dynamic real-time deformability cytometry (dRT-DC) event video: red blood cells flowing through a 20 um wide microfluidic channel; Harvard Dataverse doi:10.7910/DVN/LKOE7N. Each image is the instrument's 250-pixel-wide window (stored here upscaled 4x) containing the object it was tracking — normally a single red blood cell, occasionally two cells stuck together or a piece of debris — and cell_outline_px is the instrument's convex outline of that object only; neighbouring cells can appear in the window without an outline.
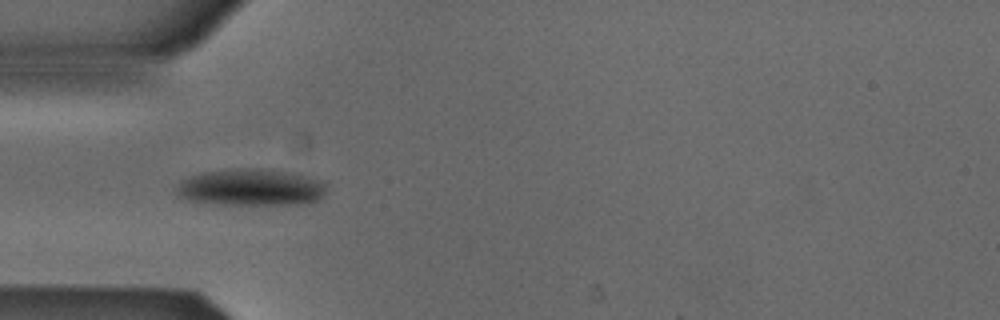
{"species": "Egyptian fruit bat (a non-hibernating species)", "species_latin": "Rousettus aegyptiacus", "temperature_condition": "cold", "stored_images_in_passage": 7, "camera_frame_rate_fps": 3000, "um_per_image_px": 0.085, "animal": {"sex": "male"}, "frame": {"image": 1, "passage_image": 3, "time_ms": 0.667, "image_size_px": [1000, 320], "cell_outline_px": [[324, 192], [320, 200], [308, 204], [220, 204], [188, 200], [176, 196], [176, 188], [180, 180], [204, 172], [228, 168], [260, 168], [304, 176], [324, 180]], "centroid_in_image_um": [21.3, 15.93], "position_along_channel_um": 63.7, "area_um2": 32.19}}
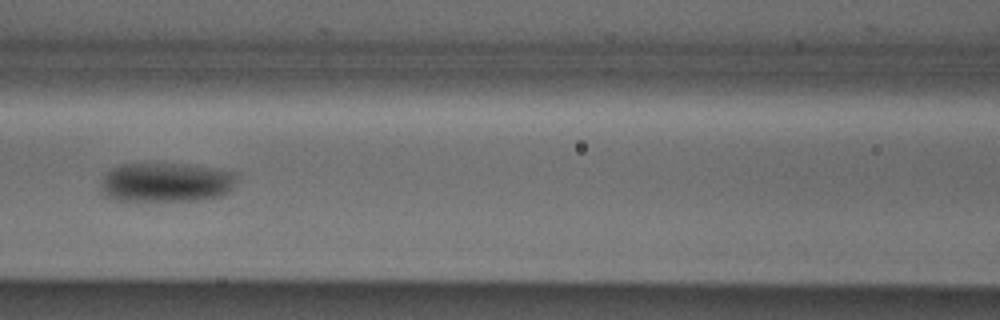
{"frame": {"image": 2, "passage_image": 5, "time_ms": 1.333, "image_size_px": [1000, 320], "cell_outline_px": [[232, 184], [228, 192], [224, 196], [200, 200], [112, 200], [100, 192], [100, 180], [104, 172], [120, 164], [184, 164], [232, 172]], "centroid_in_image_um": [13.97, 15.51], "position_along_channel_um": 152.6, "area_um2": 30.92}}
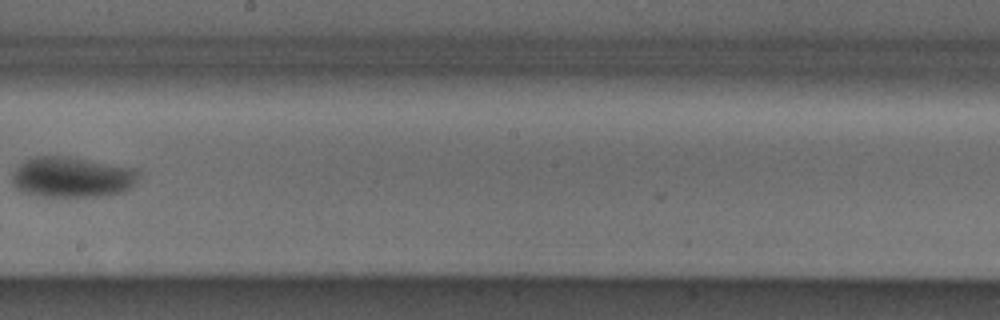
{"frame": {"image": 3, "passage_image": 7, "time_ms": 2.0, "image_size_px": [1000, 320], "cell_outline_px": [[140, 176], [128, 192], [108, 196], [36, 196], [20, 192], [12, 184], [12, 172], [24, 160], [36, 156], [72, 156], [136, 168], [140, 172]], "centroid_in_image_um": [6.16, 15.06], "position_along_channel_um": 242.0, "area_um2": 30.75}}